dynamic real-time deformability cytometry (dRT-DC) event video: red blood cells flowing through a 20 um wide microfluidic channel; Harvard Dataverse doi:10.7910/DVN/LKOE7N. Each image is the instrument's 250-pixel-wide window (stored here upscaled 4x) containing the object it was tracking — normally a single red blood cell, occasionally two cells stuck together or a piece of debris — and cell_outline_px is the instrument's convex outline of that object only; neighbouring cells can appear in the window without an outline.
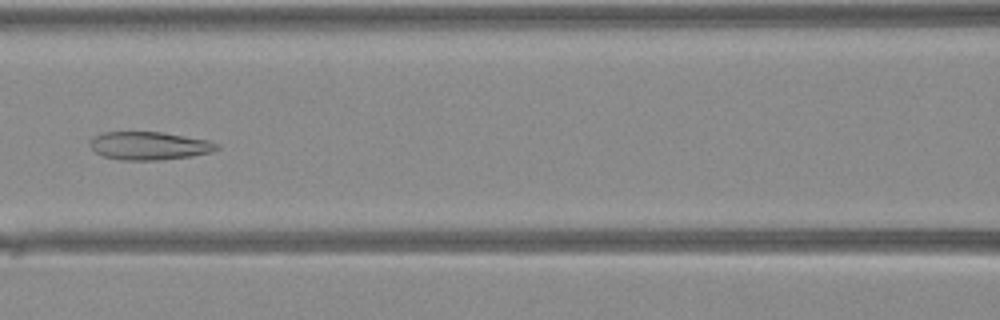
{"species": "Egyptian fruit bat (a non-hibernating species)", "species_latin": "Rousettus aegyptiacus", "temperature_condition": "warm", "stored_images_in_passage": 34, "camera_frame_rate_fps": 3000, "um_per_image_px": 0.085, "animal": {"sex": "female"}, "frame": {"image": 1, "passage_image": 12, "time_ms": 3.667, "image_size_px": [1000, 320], "cell_outline_px": [[220, 148], [212, 152], [192, 156], [160, 160], [120, 160], [104, 156], [96, 152], [88, 144], [96, 136], [104, 132], [160, 132], [208, 140], [216, 144]], "centroid_in_image_um": [12.69, 12.4], "position_along_channel_um": 153.9, "area_um2": 20.58}}
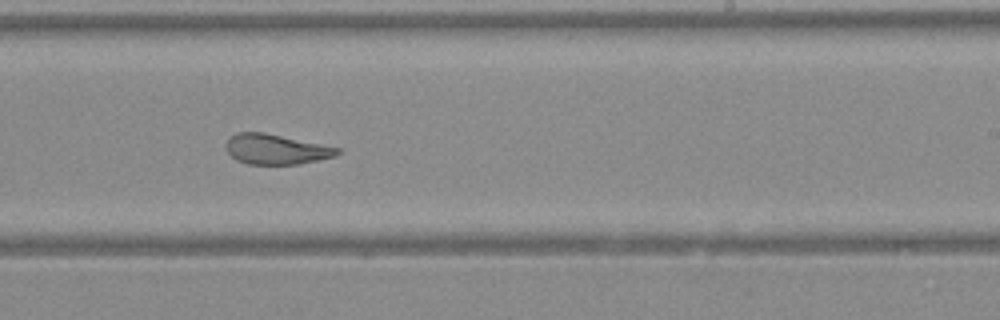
{"frame": {"image": 2, "passage_image": 19, "time_ms": 6.0, "image_size_px": [1000, 320], "cell_outline_px": [[340, 152], [336, 156], [300, 164], [248, 164], [236, 160], [228, 152], [224, 144], [236, 132], [264, 132], [340, 148]], "centroid_in_image_um": [23.45, 12.69], "position_along_channel_um": 265.5, "area_um2": 19.48}}
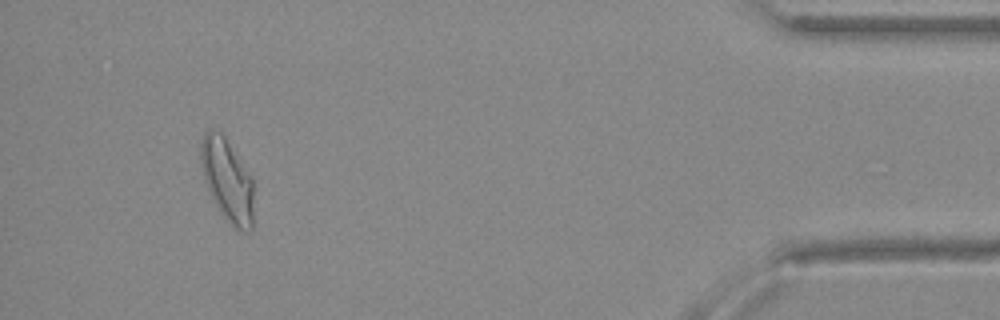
{"frame": {"image": 3, "passage_image": 32, "time_ms": 10.333, "image_size_px": [1000, 320], "cell_outline_px": [[252, 232], [240, 232], [220, 212], [204, 180], [200, 164], [200, 144], [204, 132], [220, 132], [224, 136], [252, 180]], "centroid_in_image_um": [19.29, 15.35], "position_along_channel_um": 415.9, "area_um2": 24.74}}